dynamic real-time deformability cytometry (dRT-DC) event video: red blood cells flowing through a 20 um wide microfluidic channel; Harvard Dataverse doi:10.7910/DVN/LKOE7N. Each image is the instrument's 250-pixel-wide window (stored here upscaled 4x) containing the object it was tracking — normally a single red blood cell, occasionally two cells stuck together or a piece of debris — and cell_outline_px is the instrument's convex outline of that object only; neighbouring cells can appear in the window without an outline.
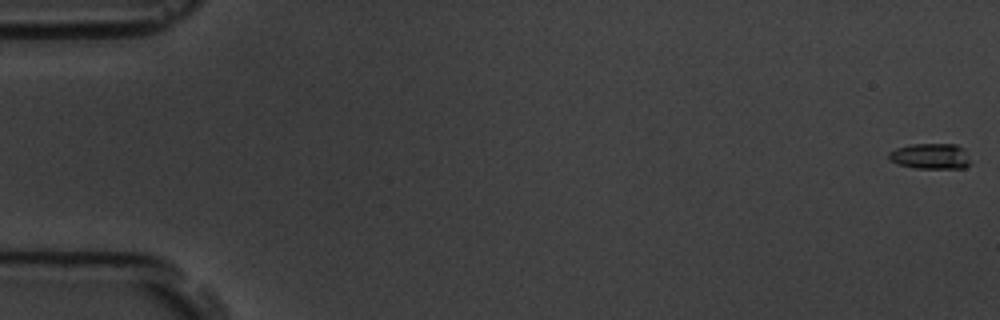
{"species": "common noctule bat (a hibernating species)", "species_latin": "Nyctalus noctula", "temperature_condition": "room temperature", "stored_images_in_passage": 57, "camera_frame_rate_fps": 3000, "um_per_image_px": 0.085, "animal": {"sex": "male", "body_mass_g": 19.5, "forearm_length_mm": 54.6}, "frame": {"image": 1, "passage_image": 1, "time_ms": 0.0, "image_size_px": [1000, 320], "cell_outline_px": [[968, 164], [964, 168], [916, 168], [896, 164], [888, 160], [888, 152], [896, 148], [912, 144], [956, 144], [964, 148], [968, 160]], "centroid_in_image_um": [79.03, 13.27], "position_along_channel_um": 6.0, "area_um2": 12.2}}
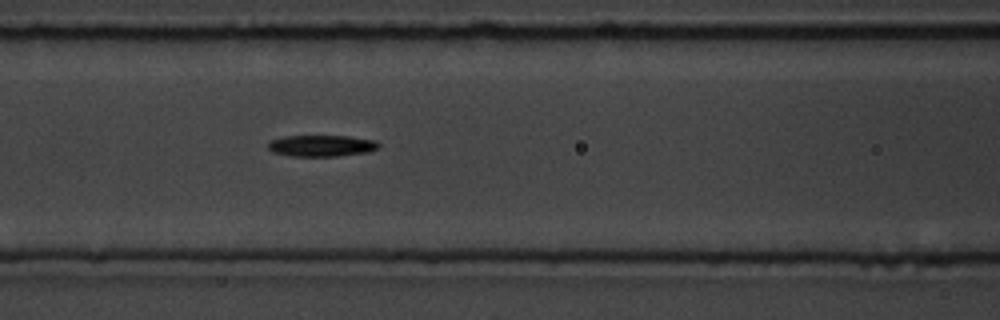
{"frame": {"image": 2, "passage_image": 25, "time_ms": 8.0, "image_size_px": [1000, 320], "cell_outline_px": [[380, 144], [376, 148], [368, 152], [336, 156], [292, 156], [272, 152], [268, 148], [268, 140], [284, 136], [348, 136], [376, 140]], "centroid_in_image_um": [27.29, 12.38], "position_along_channel_um": 139.3, "area_um2": 13.81}}
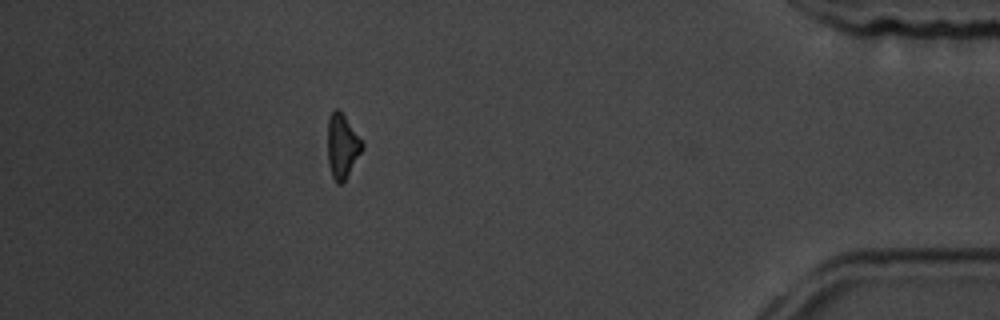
{"frame": {"image": 3, "passage_image": 51, "time_ms": 16.667, "image_size_px": [1000, 320], "cell_outline_px": [[364, 148], [344, 180], [340, 184], [336, 184], [332, 176], [328, 164], [328, 120], [332, 112], [336, 108], [344, 116], [364, 144]], "centroid_in_image_um": [29.08, 12.45], "position_along_channel_um": 406.1, "area_um2": 12.6}, "authors_computed_cell_mechanics": {"area_um2": 13.2362, "velocity_mm_per_s": 3.6524, "shape_relaxation_time_tau1_ms": 4.3167, "shape_relaxation_time_tau2_ms": null, "deformation_change_tau1": 0.1292, "deformation_change_tau2": null}}